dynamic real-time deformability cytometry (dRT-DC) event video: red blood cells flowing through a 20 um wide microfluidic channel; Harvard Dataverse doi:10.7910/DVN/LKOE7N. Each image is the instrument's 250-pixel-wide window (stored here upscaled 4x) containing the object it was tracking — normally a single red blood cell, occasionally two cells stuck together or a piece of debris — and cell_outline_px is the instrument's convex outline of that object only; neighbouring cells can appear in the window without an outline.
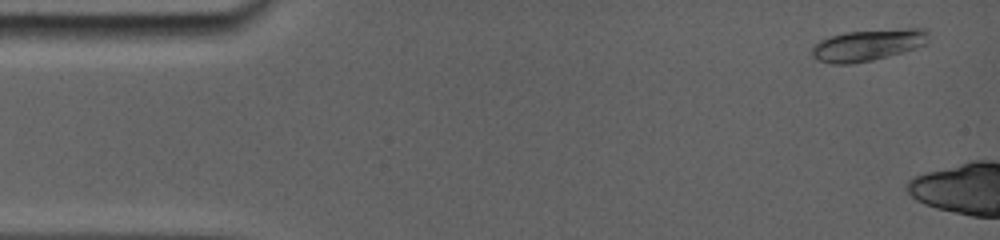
{"species": "common noctule bat (a hibernating species)", "species_latin": "Nyctalus noctula", "temperature_condition": "room temperature", "stored_images_in_passage": 9, "camera_frame_rate_fps": 5000, "um_per_image_px": 0.085, "animal": {"sex": "female", "body_mass_g": 19.0, "forearm_length_mm": 56.7}, "frame": {"image": 1, "passage_image": 4, "time_ms": 0.6, "image_size_px": [1000, 240], "cell_outline_px": [[928, 40], [924, 44], [916, 48], [872, 60], [852, 64], [832, 64], [816, 60], [812, 56], [812, 48], [820, 40], [844, 32], [904, 28], [928, 28]], "centroid_in_image_um": [73.77, 3.82], "position_along_channel_um": 11.2, "area_um2": 21.44}}